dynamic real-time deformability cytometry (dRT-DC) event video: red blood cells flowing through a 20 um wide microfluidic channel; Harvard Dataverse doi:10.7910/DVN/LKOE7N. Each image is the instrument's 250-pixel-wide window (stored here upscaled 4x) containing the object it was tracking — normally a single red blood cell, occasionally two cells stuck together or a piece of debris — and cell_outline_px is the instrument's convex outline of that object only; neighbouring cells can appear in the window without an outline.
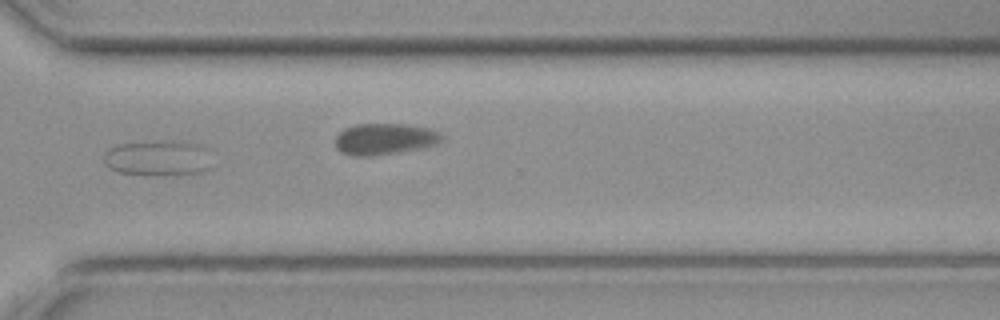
{"species": "common noctule bat (a hibernating species)", "species_latin": "Nyctalus noctula", "temperature_condition": "cold", "stored_images_in_passage": 34, "camera_frame_rate_fps": 3000, "um_per_image_px": 0.085, "animal": {"sex": "female", "body_mass_g": 19.3, "forearm_length_mm": 54.1}, "frame": {"image": 1, "passage_image": 25, "time_ms": 8.0, "image_size_px": [1000, 320], "cell_outline_px": [[208, 168], [200, 172], [148, 176], [120, 172], [108, 168], [104, 164], [104, 152], [120, 144], [196, 144], [204, 148]], "centroid_in_image_um": [13.29, 13.52], "position_along_channel_um": 357.3, "area_um2": 20.75}}